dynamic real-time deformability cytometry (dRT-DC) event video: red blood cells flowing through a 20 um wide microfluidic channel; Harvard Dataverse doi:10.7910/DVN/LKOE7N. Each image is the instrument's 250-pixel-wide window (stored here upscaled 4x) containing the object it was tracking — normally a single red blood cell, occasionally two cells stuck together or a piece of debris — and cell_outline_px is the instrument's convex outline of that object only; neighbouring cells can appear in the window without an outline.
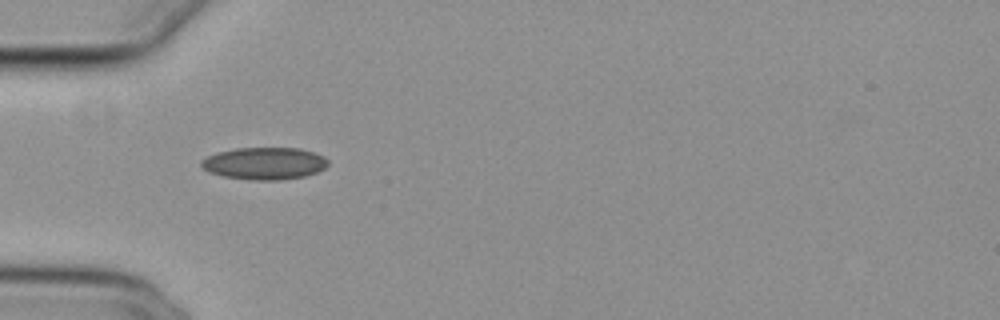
{"species": "common noctule bat (a hibernating species)", "species_latin": "Nyctalus noctula", "temperature_condition": "cold", "stored_images_in_passage": 31, "camera_frame_rate_fps": 3000, "um_per_image_px": 0.085, "animal": {"sex": "female", "body_mass_g": 29.2, "forearm_length_mm": 56.3}, "frame": {"image": 1, "passage_image": 1, "time_ms": 0.0, "image_size_px": [1000, 320], "cell_outline_px": [[328, 164], [324, 168], [316, 172], [304, 176], [280, 180], [252, 180], [224, 176], [208, 172], [200, 164], [200, 160], [216, 152], [236, 148], [300, 148], [324, 156], [328, 160]], "centroid_in_image_um": [22.46, 13.88], "position_along_channel_um": 62.5, "area_um2": 23.76}}
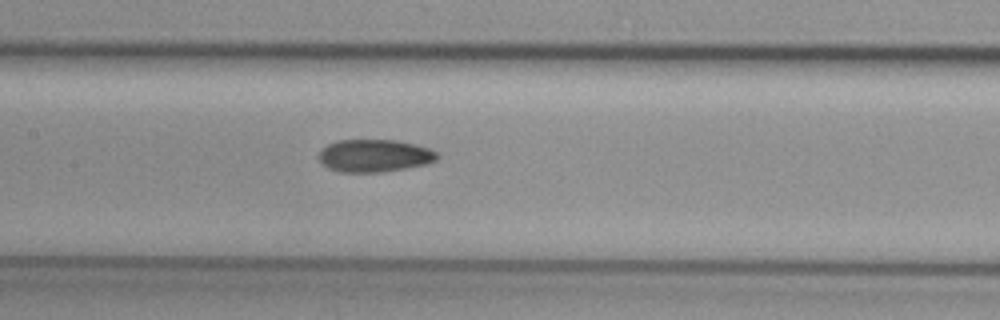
{"frame": {"image": 2, "passage_image": 10, "time_ms": 3.0, "image_size_px": [1000, 320], "cell_outline_px": [[440, 156], [436, 160], [428, 164], [384, 172], [340, 172], [328, 168], [320, 164], [320, 152], [328, 144], [336, 140], [396, 140], [416, 144], [428, 148], [436, 152]], "centroid_in_image_um": [31.85, 13.24], "position_along_channel_um": 175.6, "area_um2": 22.6}}
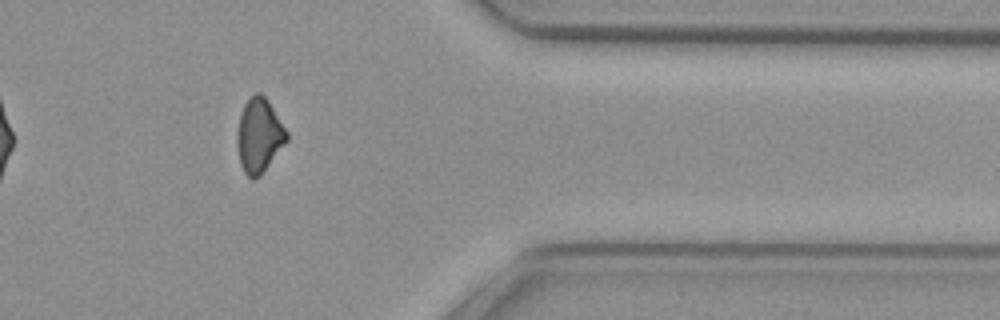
{"frame": {"image": 3, "passage_image": 28, "time_ms": 9.0, "image_size_px": [1000, 320], "cell_outline_px": [[288, 140], [260, 176], [252, 180], [244, 172], [240, 164], [236, 144], [236, 132], [240, 116], [244, 104], [256, 92], [260, 92], [268, 100], [288, 132]], "centroid_in_image_um": [22.01, 11.53], "position_along_channel_um": 389.4, "area_um2": 21.5}, "authors_computed_cell_mechanics": {"area_um2": 22.253, "velocity_mm_per_s": 3.8467, "shape_relaxation_time_tau1_ms": 8.1189, "shape_relaxation_time_tau2_ms": 8.8985, "deformation_change_tau1": 0.1388, "deformation_change_tau2": 0.1429}}